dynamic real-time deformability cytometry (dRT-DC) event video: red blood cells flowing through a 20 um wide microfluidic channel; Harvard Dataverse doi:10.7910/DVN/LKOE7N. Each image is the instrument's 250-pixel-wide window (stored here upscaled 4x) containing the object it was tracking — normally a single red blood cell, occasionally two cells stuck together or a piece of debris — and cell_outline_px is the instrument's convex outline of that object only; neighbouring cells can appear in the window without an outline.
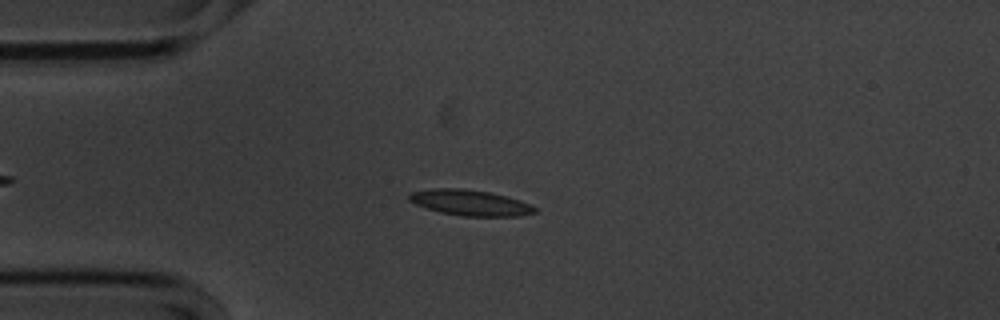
{"species": "common noctule bat (a hibernating species)", "species_latin": "Nyctalus noctula", "temperature_condition": "cold", "stored_images_in_passage": 55, "camera_frame_rate_fps": 3000, "um_per_image_px": 0.085, "animal": {"sex": "male", "body_mass_g": 20.1, "forearm_length_mm": 53.5}, "frame": {"image": 1, "passage_image": 13, "time_ms": 4.0, "image_size_px": [1000, 320], "cell_outline_px": [[536, 212], [520, 216], [464, 216], [440, 212], [416, 204], [408, 200], [408, 196], [412, 192], [432, 188], [464, 188], [488, 192], [520, 200], [536, 208]], "centroid_in_image_um": [39.95, 17.23], "position_along_channel_um": 45.1, "area_um2": 18.61}}
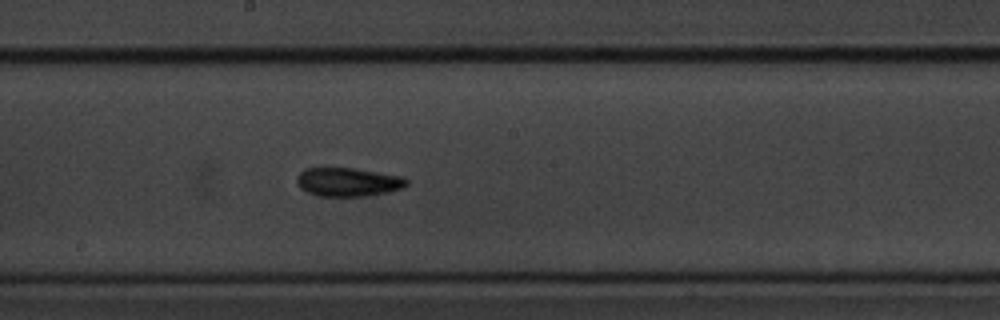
{"frame": {"image": 2, "passage_image": 29, "time_ms": 9.333, "image_size_px": [1000, 320], "cell_outline_px": [[408, 184], [404, 188], [388, 192], [364, 196], [316, 196], [300, 188], [296, 180], [296, 176], [304, 168], [352, 168], [404, 176], [408, 180]], "centroid_in_image_um": [29.59, 15.47], "position_along_channel_um": 218.6, "area_um2": 18.5}}
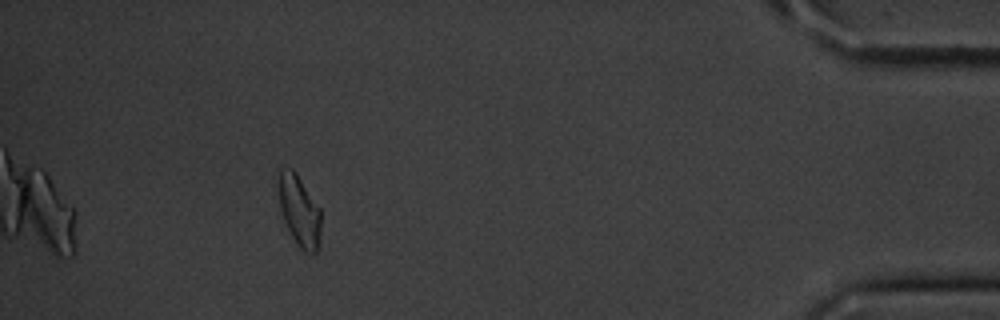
{"frame": {"image": 3, "passage_image": 50, "time_ms": 16.333, "image_size_px": [1000, 320], "cell_outline_px": [[320, 244], [316, 252], [312, 256], [304, 252], [296, 244], [284, 220], [280, 208], [280, 172], [292, 168], [296, 172], [320, 208]], "centroid_in_image_um": [25.5, 18.02], "position_along_channel_um": 409.7, "area_um2": 17.22}, "authors_computed_cell_mechanics": {"area_um2": 17.5712, "velocity_mm_per_s": 3.5501, "shape_relaxation_time_tau1_ms": 7.5843, "shape_relaxation_time_tau2_ms": 6.202, "deformation_change_tau1": 0.1508, "deformation_change_tau2": 0.1322}}